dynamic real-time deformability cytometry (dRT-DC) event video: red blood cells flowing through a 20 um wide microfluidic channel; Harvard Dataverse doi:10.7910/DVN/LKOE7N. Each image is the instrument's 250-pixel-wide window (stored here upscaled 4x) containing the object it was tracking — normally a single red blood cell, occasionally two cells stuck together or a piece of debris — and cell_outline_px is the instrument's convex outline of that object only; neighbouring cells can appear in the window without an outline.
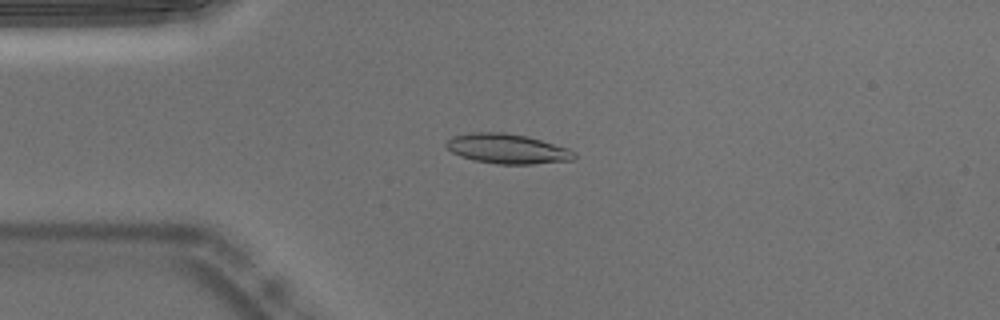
{"species": "Egyptian fruit bat (a non-hibernating species)", "species_latin": "Rousettus aegyptiacus", "temperature_condition": "warm", "stored_images_in_passage": 51, "camera_frame_rate_fps": 3000, "um_per_image_px": 0.085, "animal": {"sex": "male"}, "frame": {"image": 1, "passage_image": 11, "time_ms": 3.333, "image_size_px": [1000, 320], "cell_outline_px": [[576, 156], [572, 160], [532, 164], [496, 164], [472, 160], [460, 156], [452, 152], [444, 144], [452, 136], [468, 132], [504, 132], [528, 136], [568, 148], [576, 152]], "centroid_in_image_um": [43.1, 12.64], "position_along_channel_um": 41.9, "area_um2": 22.43}}
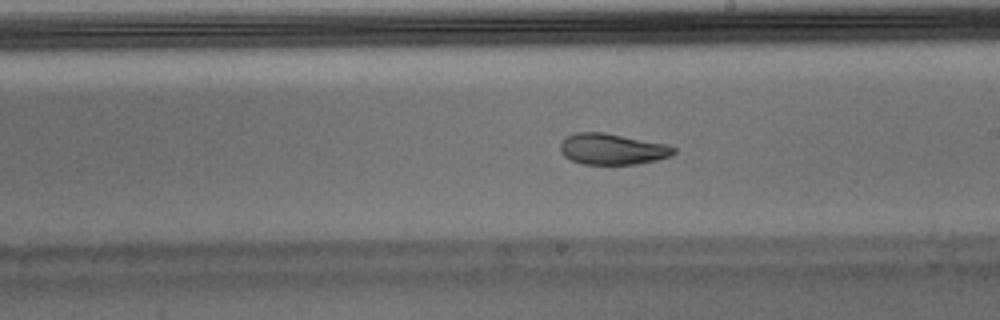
{"frame": {"image": 2, "passage_image": 28, "time_ms": 9.0, "image_size_px": [1000, 320], "cell_outline_px": [[676, 152], [668, 156], [656, 160], [636, 164], [584, 164], [572, 160], [564, 156], [560, 152], [560, 144], [564, 136], [576, 132], [604, 132], [664, 144], [676, 148]], "centroid_in_image_um": [51.98, 12.66], "position_along_channel_um": 237.0, "area_um2": 20.4}}
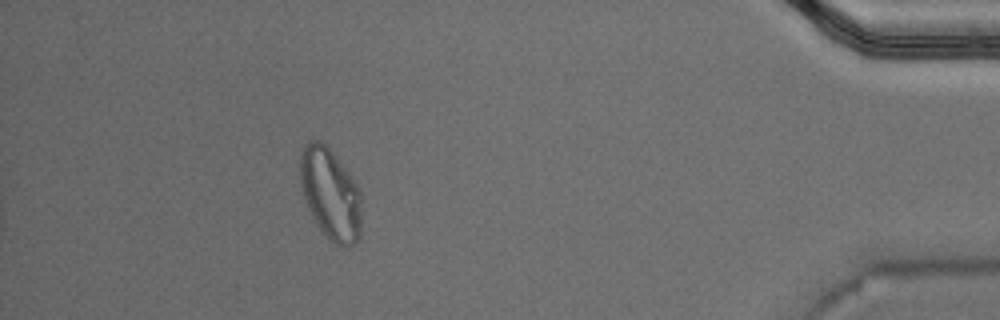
{"frame": {"image": 3, "passage_image": 46, "time_ms": 15.0, "image_size_px": [1000, 320], "cell_outline_px": [[360, 236], [356, 244], [336, 244], [320, 228], [312, 216], [308, 208], [300, 184], [300, 160], [304, 144], [308, 140], [320, 140], [332, 152], [356, 184], [360, 192]], "centroid_in_image_um": [28.06, 16.45], "position_along_channel_um": 407.1, "area_um2": 31.91}, "authors_computed_cell_mechanics": {"area_um2": 21.7328, "velocity_mm_per_s": 3.7633, "shape_relaxation_time_tau1_ms": null, "shape_relaxation_time_tau2_ms": 2.3044, "deformation_change_tau1": null, "deformation_change_tau2": 0.0634}}